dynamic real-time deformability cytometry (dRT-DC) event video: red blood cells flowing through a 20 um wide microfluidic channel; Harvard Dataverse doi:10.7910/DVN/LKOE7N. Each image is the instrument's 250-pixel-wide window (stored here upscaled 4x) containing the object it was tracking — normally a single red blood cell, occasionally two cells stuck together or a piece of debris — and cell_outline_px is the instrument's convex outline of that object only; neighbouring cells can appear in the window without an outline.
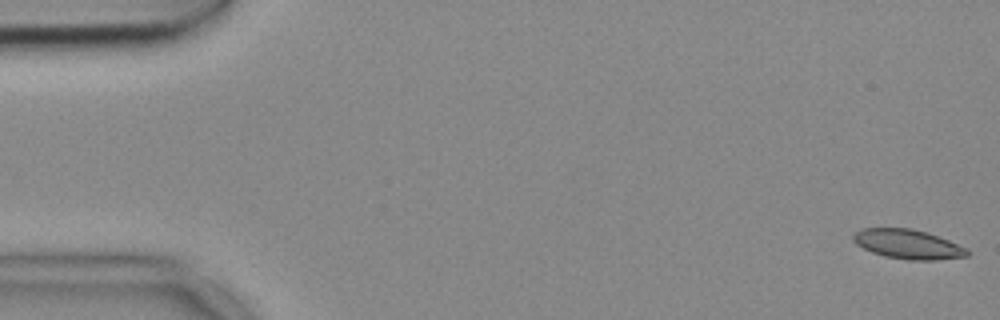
{"species": "common noctule bat (a hibernating species)", "species_latin": "Nyctalus noctula", "temperature_condition": "cold", "stored_images_in_passage": 54, "camera_frame_rate_fps": 3000, "um_per_image_px": 0.085, "animal": {"sex": "female", "body_mass_g": 18.4}, "frame": {"image": 1, "passage_image": 1, "time_ms": 0.0, "image_size_px": [1000, 320], "cell_outline_px": [[972, 252], [968, 256], [936, 260], [908, 260], [884, 256], [872, 252], [856, 244], [852, 240], [852, 236], [860, 228], [912, 228], [928, 232], [968, 248]], "centroid_in_image_um": [77.2, 20.75], "position_along_channel_um": 7.8, "area_um2": 19.77}}
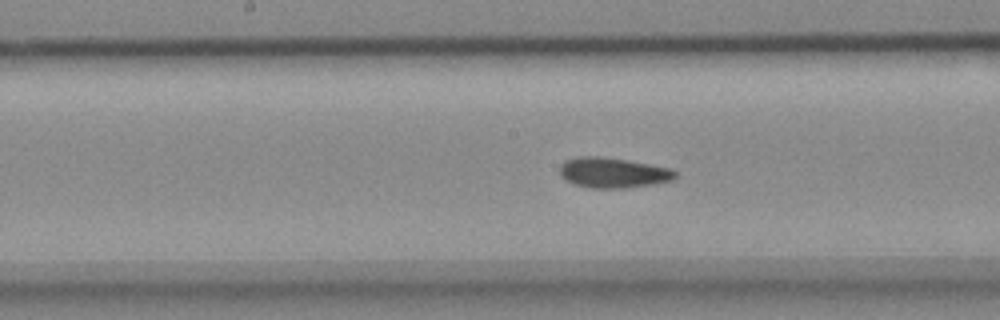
{"frame": {"image": 2, "passage_image": 27, "time_ms": 8.667, "image_size_px": [1000, 320], "cell_outline_px": [[676, 176], [672, 180], [652, 184], [624, 188], [588, 188], [576, 184], [560, 176], [560, 164], [564, 160], [580, 156], [596, 156], [628, 160], [672, 168], [676, 172]], "centroid_in_image_um": [52.1, 14.67], "position_along_channel_um": 196.1, "area_um2": 20.35}}
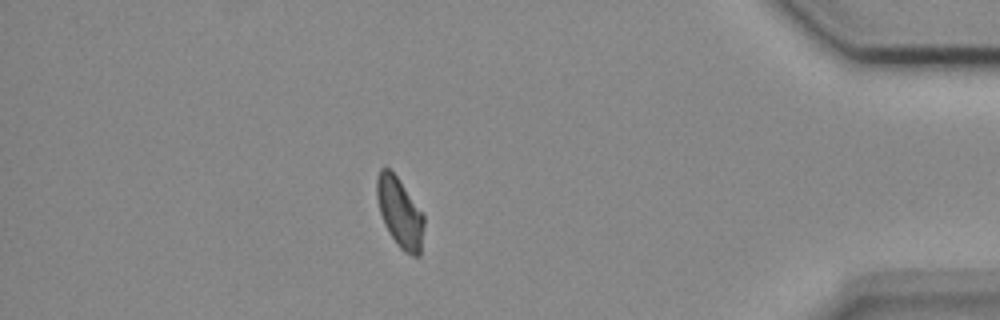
{"frame": {"image": 3, "passage_image": 47, "time_ms": 15.333, "image_size_px": [1000, 320], "cell_outline_px": [[424, 224], [420, 256], [412, 256], [404, 252], [396, 244], [384, 224], [380, 212], [376, 196], [376, 180], [380, 168], [388, 168], [396, 176], [424, 212]], "centroid_in_image_um": [33.99, 18.08], "position_along_channel_um": 401.2, "area_um2": 19.31}}